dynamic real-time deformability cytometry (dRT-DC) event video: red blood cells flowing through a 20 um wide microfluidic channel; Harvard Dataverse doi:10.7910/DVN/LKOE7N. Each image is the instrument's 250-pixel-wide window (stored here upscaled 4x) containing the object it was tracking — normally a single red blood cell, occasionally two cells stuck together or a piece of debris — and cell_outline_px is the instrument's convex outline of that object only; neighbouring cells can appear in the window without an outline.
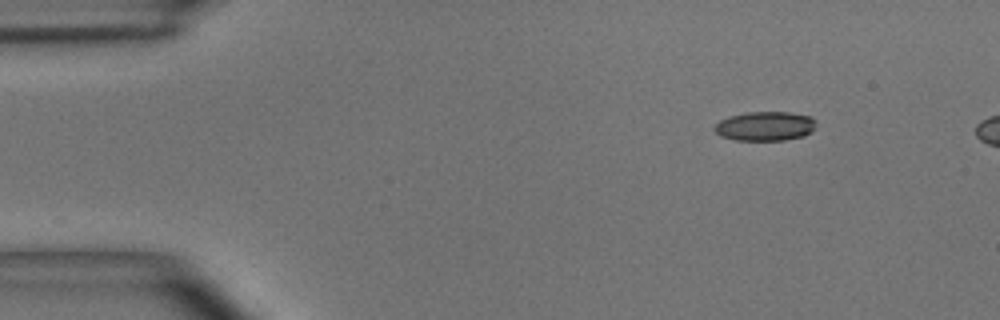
{"species": "common noctule bat (a hibernating species)", "species_latin": "Nyctalus noctula", "temperature_condition": "room temperature", "stored_images_in_passage": 43, "camera_frame_rate_fps": 3000, "um_per_image_px": 0.085, "animal": {"sex": "male", "body_mass_g": 15.6}, "frame": {"image": 1, "passage_image": 1, "time_ms": 0.0, "image_size_px": [1000, 320], "cell_outline_px": [[816, 128], [804, 136], [784, 140], [736, 140], [720, 136], [712, 128], [720, 120], [728, 116], [748, 112], [788, 112], [812, 116], [816, 120]], "centroid_in_image_um": [65.05, 10.72], "position_along_channel_um": 19.9, "area_um2": 17.51}}
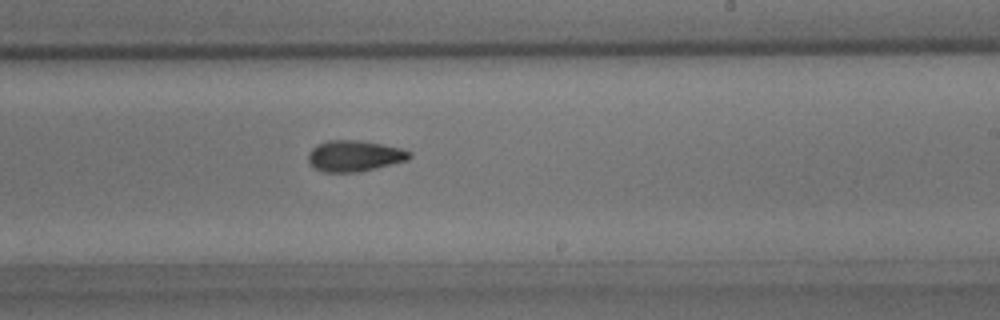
{"frame": {"image": 2, "passage_image": 25, "time_ms": 8.0, "image_size_px": [1000, 320], "cell_outline_px": [[412, 156], [408, 160], [360, 172], [324, 172], [312, 168], [308, 164], [308, 152], [316, 144], [328, 140], [360, 140], [400, 148], [412, 152]], "centroid_in_image_um": [30.09, 13.26], "position_along_channel_um": 258.9, "area_um2": 18.55}}
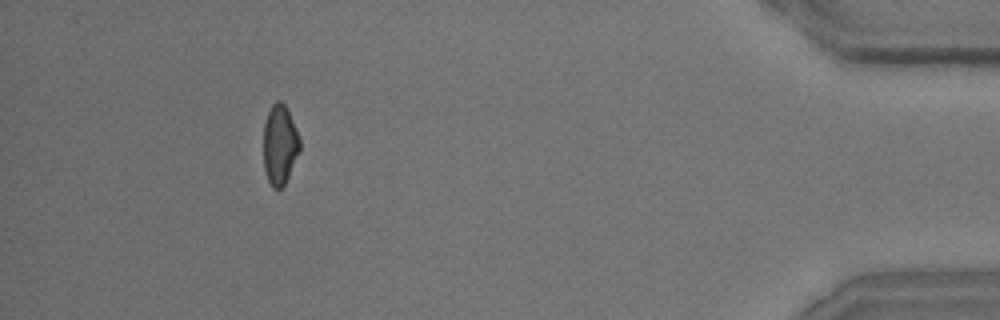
{"frame": {"image": 3, "passage_image": 41, "time_ms": 13.333, "image_size_px": [1000, 320], "cell_outline_px": [[300, 152], [284, 184], [280, 188], [272, 188], [268, 180], [264, 168], [264, 124], [268, 112], [272, 104], [276, 100], [280, 100], [288, 108], [300, 140]], "centroid_in_image_um": [23.78, 12.27], "position_along_channel_um": 411.4, "area_um2": 16.88}}